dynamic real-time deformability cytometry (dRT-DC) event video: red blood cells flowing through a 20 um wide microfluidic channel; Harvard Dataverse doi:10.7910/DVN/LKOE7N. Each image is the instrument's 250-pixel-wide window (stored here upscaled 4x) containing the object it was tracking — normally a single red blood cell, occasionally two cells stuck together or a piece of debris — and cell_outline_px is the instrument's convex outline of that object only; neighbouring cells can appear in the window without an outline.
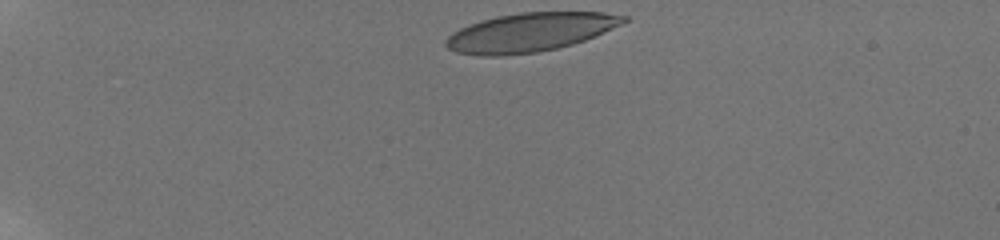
{"species": "human", "species_latin": "Homo sapiens", "temperature_condition": "room temperature", "stored_images_in_passage": 6, "camera_frame_rate_fps": 3000, "um_per_image_px": 0.085, "donor": {"sex": "male"}, "frame": {"image": 1, "passage_image": 1, "time_ms": 0.0, "image_size_px": [1000, 240], "cell_outline_px": [[628, 20], [620, 24], [584, 40], [572, 44], [556, 48], [536, 52], [500, 56], [484, 56], [456, 52], [448, 48], [444, 44], [444, 40], [452, 32], [460, 28], [496, 16], [520, 12], [604, 12], [628, 16]], "centroid_in_image_um": [45.02, 2.74], "position_along_channel_um": 40.0, "area_um2": 39.77}}